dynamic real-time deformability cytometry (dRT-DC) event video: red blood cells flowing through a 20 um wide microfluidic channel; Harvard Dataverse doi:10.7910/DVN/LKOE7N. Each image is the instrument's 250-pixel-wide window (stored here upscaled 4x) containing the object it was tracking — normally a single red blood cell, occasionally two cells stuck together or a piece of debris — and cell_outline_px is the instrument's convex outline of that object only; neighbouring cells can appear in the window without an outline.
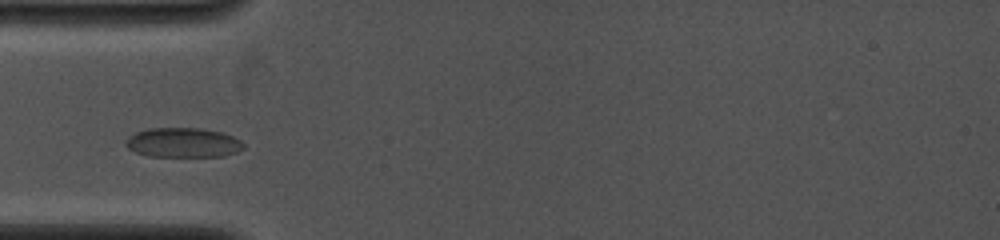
{"species": "common noctule bat (a hibernating species)", "species_latin": "Nyctalus noctula", "temperature_condition": "cold", "stored_images_in_passage": 34, "camera_frame_rate_fps": 4000, "um_per_image_px": 0.085, "animal": {"sex": "female", "body_mass_g": 19.0, "forearm_length_mm": 53.3}, "frame": {"image": 1, "passage_image": 1, "time_ms": 0.0, "image_size_px": [1000, 240], "cell_outline_px": [[244, 148], [236, 152], [224, 156], [148, 156], [136, 152], [128, 148], [124, 144], [124, 140], [128, 136], [136, 132], [148, 128], [200, 128], [224, 132], [240, 140], [244, 144]], "centroid_in_image_um": [15.54, 12.11], "position_along_channel_um": 69.5, "area_um2": 20.46}}
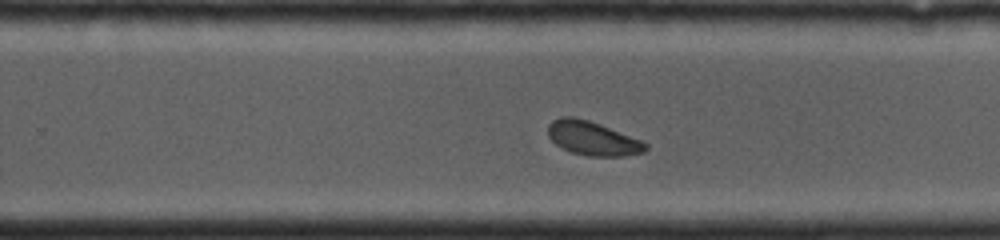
{"frame": {"image": 2, "passage_image": 20, "time_ms": 5.0, "image_size_px": [1000, 240], "cell_outline_px": [[648, 148], [644, 152], [624, 156], [584, 156], [572, 152], [556, 144], [548, 136], [548, 124], [552, 120], [560, 116], [572, 116], [588, 120], [600, 124], [640, 140], [648, 144]], "centroid_in_image_um": [50.35, 11.75], "position_along_channel_um": 279.4, "area_um2": 19.25}}
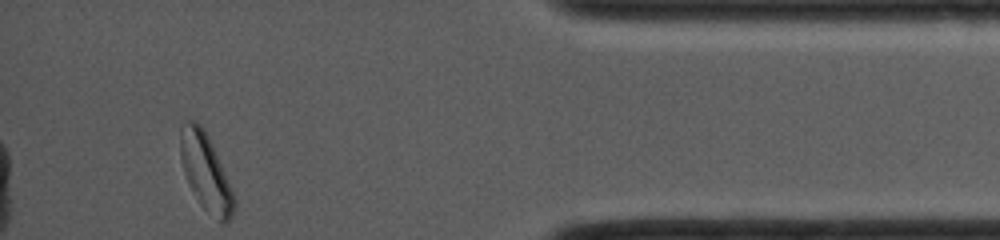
{"frame": {"image": 3, "passage_image": 34, "time_ms": 9.0, "image_size_px": [1000, 240], "cell_outline_px": [[236, 204], [232, 216], [228, 224], [220, 224], [200, 204], [188, 184], [184, 172], [180, 156], [180, 124], [184, 120], [196, 120], [204, 128], [212, 144], [236, 200]], "centroid_in_image_um": [17.47, 14.64], "position_along_channel_um": 417.7, "area_um2": 24.22}}